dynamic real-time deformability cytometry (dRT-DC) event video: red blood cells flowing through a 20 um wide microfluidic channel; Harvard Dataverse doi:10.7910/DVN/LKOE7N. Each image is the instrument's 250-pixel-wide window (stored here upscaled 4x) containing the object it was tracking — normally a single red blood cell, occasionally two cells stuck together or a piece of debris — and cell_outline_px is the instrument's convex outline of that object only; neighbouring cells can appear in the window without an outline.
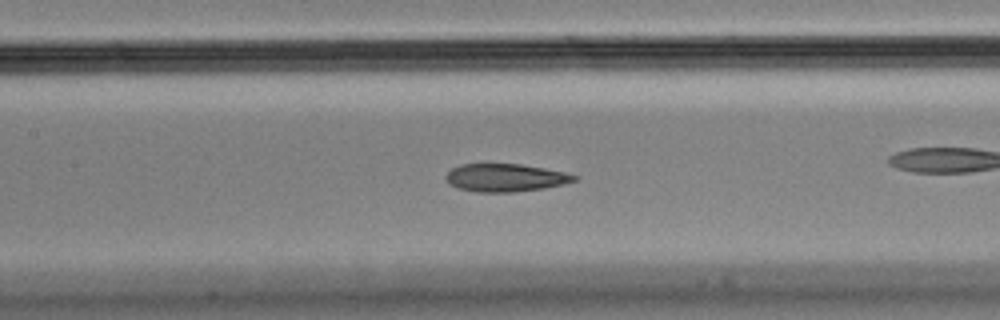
{"species": "Egyptian fruit bat (a non-hibernating species)", "species_latin": "Rousettus aegyptiacus", "temperature_condition": "cold", "stored_images_in_passage": 55, "camera_frame_rate_fps": 3000, "um_per_image_px": 0.085, "animal": {"sex": "male"}, "frame": {"image": 1, "passage_image": 24, "time_ms": 7.667, "image_size_px": [1000, 320], "cell_outline_px": [[580, 176], [576, 180], [564, 184], [544, 188], [512, 192], [476, 192], [456, 188], [448, 184], [444, 180], [444, 176], [452, 168], [460, 164], [520, 164], [544, 168], [564, 172]], "centroid_in_image_um": [42.92, 15.11], "position_along_channel_um": 164.5, "area_um2": 21.04}, "authors_computed_cell_mechanics": {"area_um2": 22.0218, "velocity_mm_per_s": 3.6173, "shape_relaxation_time_tau1_ms": null, "shape_relaxation_time_tau2_ms": 2.4889, "deformation_change_tau1": null, "deformation_change_tau2": 0.1024}}